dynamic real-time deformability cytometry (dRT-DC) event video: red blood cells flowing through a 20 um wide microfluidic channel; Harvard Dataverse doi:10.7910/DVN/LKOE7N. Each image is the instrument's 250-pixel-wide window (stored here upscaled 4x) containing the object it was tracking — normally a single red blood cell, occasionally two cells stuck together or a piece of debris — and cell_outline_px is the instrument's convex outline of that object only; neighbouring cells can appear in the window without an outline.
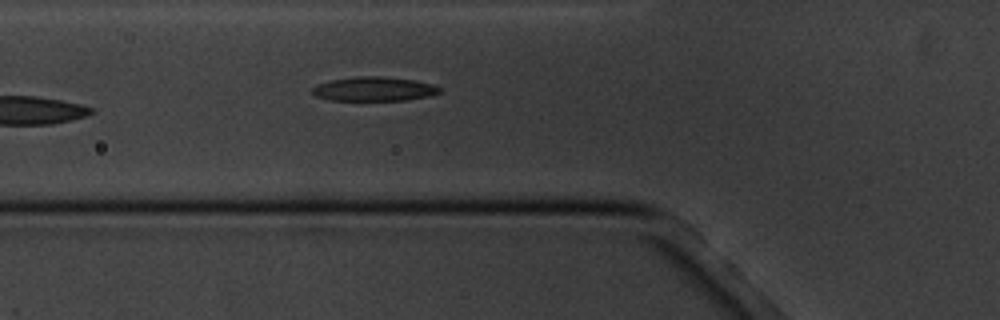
{"species": "common noctule bat (a hibernating species)", "species_latin": "Nyctalus noctula", "temperature_condition": "cold", "stored_images_in_passage": 4, "camera_frame_rate_fps": 3000, "um_per_image_px": 0.085, "animal": {"sex": "male", "body_mass_g": 20.1, "forearm_length_mm": 53.5}, "frame": {"image": 1, "passage_image": 4, "time_ms": 3.667, "image_size_px": [1000, 320], "cell_outline_px": [[440, 92], [428, 96], [408, 100], [332, 100], [316, 96], [312, 92], [312, 88], [316, 84], [332, 80], [356, 76], [380, 76], [412, 80], [432, 84], [440, 88]], "centroid_in_image_um": [31.77, 7.56], "position_along_channel_um": 94.0, "area_um2": 17.74}}